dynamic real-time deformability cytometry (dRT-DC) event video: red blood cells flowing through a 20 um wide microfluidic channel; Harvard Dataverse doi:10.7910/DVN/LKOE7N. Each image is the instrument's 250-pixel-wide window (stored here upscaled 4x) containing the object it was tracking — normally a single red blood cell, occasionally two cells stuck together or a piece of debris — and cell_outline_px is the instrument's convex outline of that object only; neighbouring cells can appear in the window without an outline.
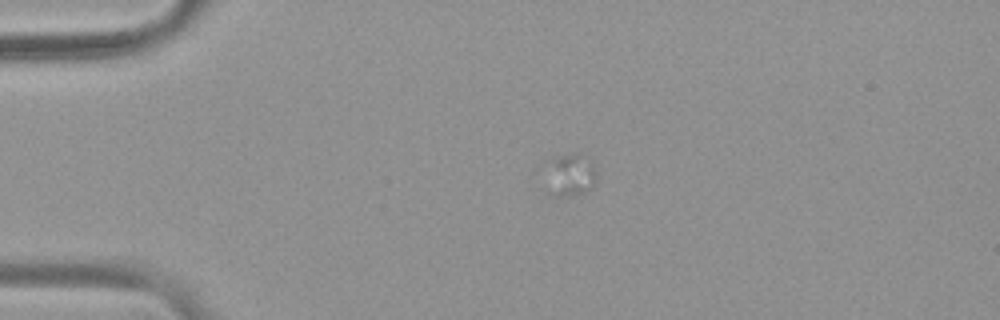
{"species": "common noctule bat (a hibernating species)", "species_latin": "Nyctalus noctula", "temperature_condition": "warm", "stored_images_in_passage": 20, "camera_frame_rate_fps": 3000, "um_per_image_px": 0.085, "animal": {"sex": "female", "body_mass_g": 19.9}, "frame": {"image": 1, "passage_image": 6, "time_ms": 1.667, "image_size_px": [1000, 320], "cell_outline_px": [[596, 180], [584, 192], [568, 196], [548, 196], [536, 168], [540, 160], [552, 156], [572, 152], [576, 152], [588, 156], [596, 168]], "centroid_in_image_um": [48.17, 14.79], "position_along_channel_um": 36.8, "area_um2": 14.85}}